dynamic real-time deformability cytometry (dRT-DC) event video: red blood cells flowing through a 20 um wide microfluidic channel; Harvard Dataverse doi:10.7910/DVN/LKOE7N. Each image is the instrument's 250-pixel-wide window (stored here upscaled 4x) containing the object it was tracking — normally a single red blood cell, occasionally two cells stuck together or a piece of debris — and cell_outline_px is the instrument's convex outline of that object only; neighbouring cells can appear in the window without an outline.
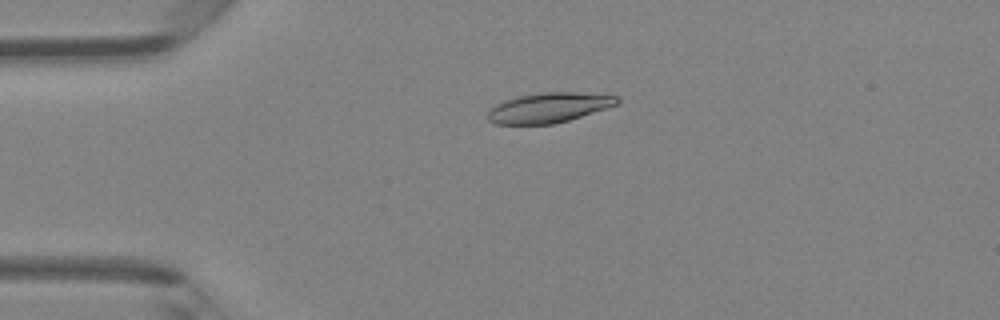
{"species": "Egyptian fruit bat (a non-hibernating species)", "species_latin": "Rousettus aegyptiacus", "temperature_condition": "room temperature", "stored_images_in_passage": 4, "camera_frame_rate_fps": 3000, "um_per_image_px": 0.085, "animal": {"sex": "female"}, "frame": {"image": 1, "passage_image": 3, "time_ms": 0.667, "image_size_px": [1000, 320], "cell_outline_px": [[620, 104], [568, 120], [552, 124], [496, 124], [488, 120], [488, 112], [496, 104], [504, 100], [516, 96], [544, 92], [576, 92], [620, 96]], "centroid_in_image_um": [46.68, 9.14], "position_along_channel_um": 38.3, "area_um2": 22.6}}